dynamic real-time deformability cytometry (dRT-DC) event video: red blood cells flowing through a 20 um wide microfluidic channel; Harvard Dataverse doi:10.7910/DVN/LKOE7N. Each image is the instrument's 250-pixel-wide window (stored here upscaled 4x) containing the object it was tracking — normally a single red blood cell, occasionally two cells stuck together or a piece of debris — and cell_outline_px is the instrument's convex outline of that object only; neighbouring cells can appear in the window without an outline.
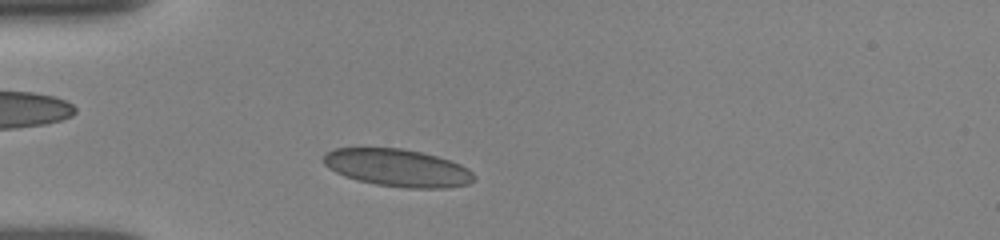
{"species": "human", "species_latin": "Homo sapiens", "temperature_condition": "room temperature", "stored_images_in_passage": 16, "camera_frame_rate_fps": 3000, "um_per_image_px": 0.085, "donor": {"sex": "female"}, "frame": {"image": 1, "passage_image": 3, "time_ms": 1.333, "image_size_px": [1000, 240], "cell_outline_px": [[476, 180], [468, 184], [448, 188], [408, 188], [376, 184], [356, 180], [344, 176], [328, 168], [320, 160], [324, 152], [336, 148], [400, 148], [420, 152], [436, 156], [460, 164], [468, 168], [476, 176]], "centroid_in_image_um": [33.77, 14.27], "position_along_channel_um": 51.2, "area_um2": 33.12}}
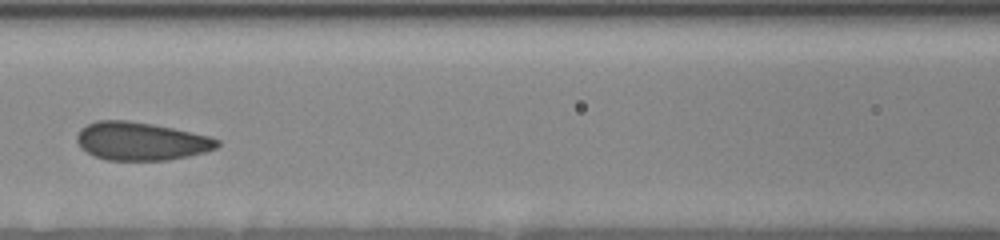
{"frame": {"image": 2, "passage_image": 7, "time_ms": 4.333, "image_size_px": [1000, 240], "cell_outline_px": [[220, 144], [216, 148], [204, 152], [188, 156], [168, 160], [108, 160], [96, 156], [80, 148], [76, 140], [76, 136], [80, 128], [96, 120], [128, 120], [152, 124], [172, 128], [208, 136], [220, 140]], "centroid_in_image_um": [11.96, 12.0], "position_along_channel_um": 154.6, "area_um2": 31.1}}
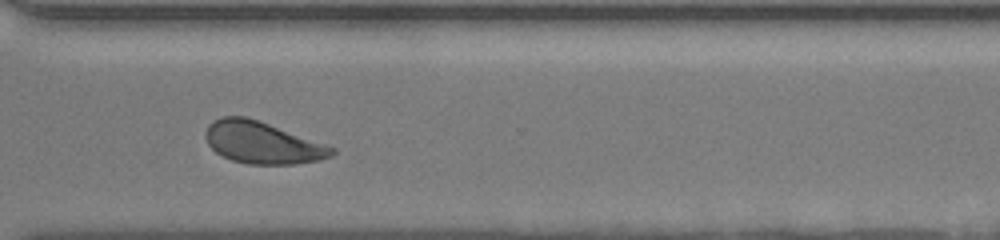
{"frame": {"image": 3, "passage_image": 13, "time_ms": 9.333, "image_size_px": [1000, 240], "cell_outline_px": [[336, 152], [332, 156], [320, 160], [296, 164], [248, 164], [232, 160], [220, 156], [208, 144], [204, 136], [204, 132], [208, 124], [212, 120], [224, 116], [244, 116], [328, 144], [336, 148]], "centroid_in_image_um": [22.3, 12.13], "position_along_channel_um": 348.3, "area_um2": 31.04}, "authors_computed_cell_mechanics": {"area_um2": 31.6744, "velocity_mm_per_s": 3.8854, "shape_relaxation_time_tau1_ms": 3.0745, "shape_relaxation_time_tau2_ms": 0.6071, "deformation_change_tau1": 0.0811, "deformation_change_tau2": 0.0543}}